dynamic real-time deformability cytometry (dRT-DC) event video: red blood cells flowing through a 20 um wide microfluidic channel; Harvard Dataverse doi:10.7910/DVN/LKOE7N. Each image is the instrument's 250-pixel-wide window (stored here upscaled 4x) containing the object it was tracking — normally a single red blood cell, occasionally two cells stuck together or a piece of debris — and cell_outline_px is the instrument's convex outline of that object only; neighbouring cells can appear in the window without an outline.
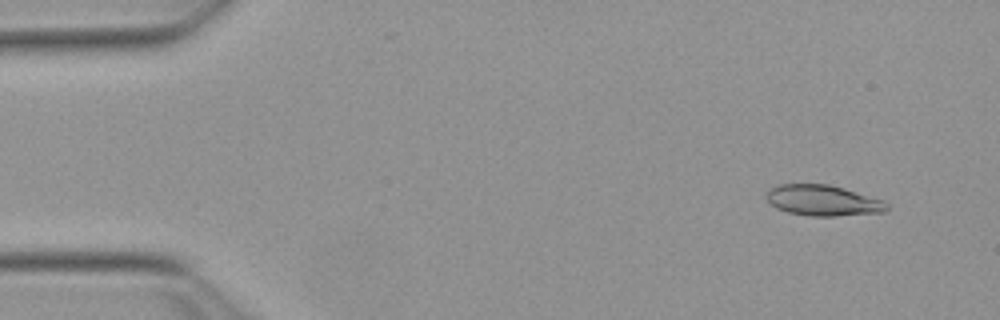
{"species": "Egyptian fruit bat (a non-hibernating species)", "species_latin": "Rousettus aegyptiacus", "temperature_condition": "warm", "stored_images_in_passage": 53, "camera_frame_rate_fps": 3000, "um_per_image_px": 0.085, "animal": {"sex": "female"}, "frame": {"image": 1, "passage_image": 4, "time_ms": 1.0, "image_size_px": [1000, 320], "cell_outline_px": [[888, 208], [884, 212], [836, 216], [812, 216], [788, 212], [776, 208], [764, 196], [772, 188], [780, 184], [828, 184], [844, 188], [884, 200], [888, 204]], "centroid_in_image_um": [69.98, 17.04], "position_along_channel_um": 15.0, "area_um2": 21.5}}
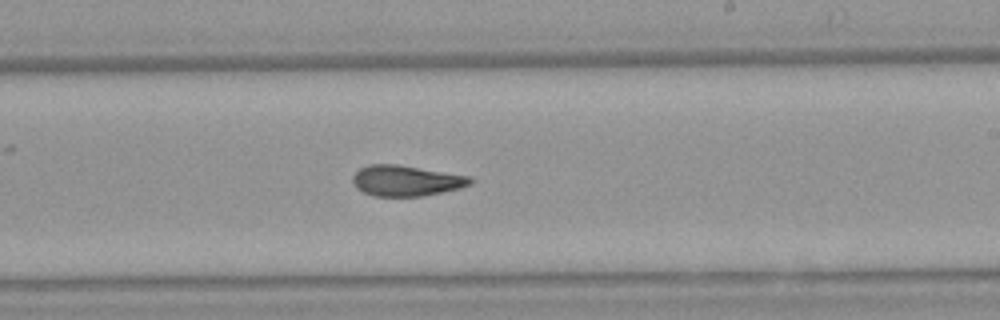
{"frame": {"image": 2, "passage_image": 31, "time_ms": 10.0, "image_size_px": [1000, 320], "cell_outline_px": [[476, 180], [472, 184], [460, 188], [420, 196], [372, 196], [356, 188], [352, 184], [352, 176], [360, 168], [368, 164], [396, 164], [472, 176]], "centroid_in_image_um": [34.53, 15.35], "position_along_channel_um": 254.5, "area_um2": 21.21}}
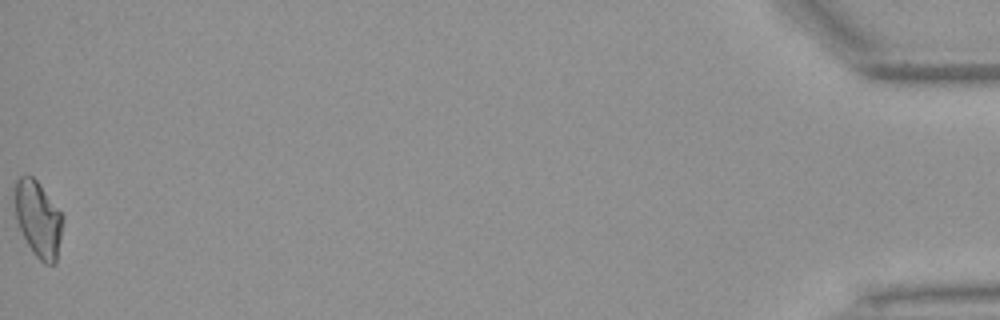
{"frame": {"image": 3, "passage_image": 53, "time_ms": 17.333, "image_size_px": [1000, 320], "cell_outline_px": [[64, 220], [56, 260], [52, 264], [44, 264], [32, 252], [16, 220], [16, 180], [20, 176], [32, 176], [40, 184], [64, 216]], "centroid_in_image_um": [3.28, 18.63], "position_along_channel_um": 431.9, "area_um2": 20.87}, "authors_computed_cell_mechanics": {"area_um2": 21.097, "velocity_mm_per_s": 3.8436, "shape_relaxation_time_tau1_ms": 7.4779, "shape_relaxation_time_tau2_ms": 2.6355, "deformation_change_tau1": 0.2196, "deformation_change_tau2": 0.1109}}